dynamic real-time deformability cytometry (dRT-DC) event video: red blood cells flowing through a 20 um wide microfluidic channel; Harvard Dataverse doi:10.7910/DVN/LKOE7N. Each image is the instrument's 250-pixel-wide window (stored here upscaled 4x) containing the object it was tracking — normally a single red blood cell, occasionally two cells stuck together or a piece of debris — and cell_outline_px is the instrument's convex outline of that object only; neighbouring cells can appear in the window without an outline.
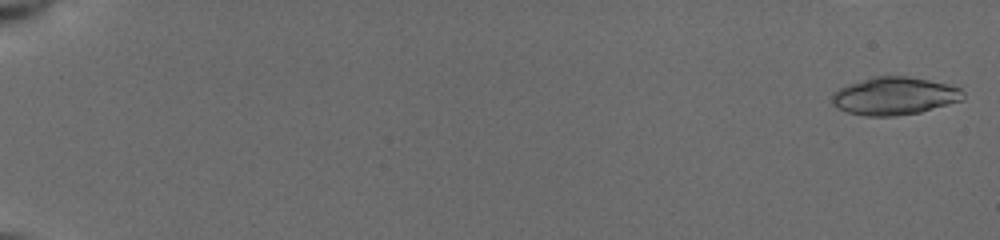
{"species": "common noctule bat (a hibernating species)", "species_latin": "Nyctalus noctula", "temperature_condition": "cold", "stored_images_in_passage": 94, "camera_frame_rate_fps": 3000, "um_per_image_px": 0.085, "animal": {"sex": "female", "body_mass_g": 19.5, "forearm_length_mm": 54.1}, "frame": {"image": 1, "passage_image": 3, "time_ms": 0.333, "image_size_px": [1000, 240], "cell_outline_px": [[964, 100], [920, 112], [892, 116], [864, 116], [848, 112], [836, 108], [832, 104], [832, 92], [848, 84], [876, 76], [908, 76], [948, 84], [960, 88], [964, 92]], "centroid_in_image_um": [76.03, 8.16], "position_along_channel_um": 9.0, "area_um2": 28.9}}